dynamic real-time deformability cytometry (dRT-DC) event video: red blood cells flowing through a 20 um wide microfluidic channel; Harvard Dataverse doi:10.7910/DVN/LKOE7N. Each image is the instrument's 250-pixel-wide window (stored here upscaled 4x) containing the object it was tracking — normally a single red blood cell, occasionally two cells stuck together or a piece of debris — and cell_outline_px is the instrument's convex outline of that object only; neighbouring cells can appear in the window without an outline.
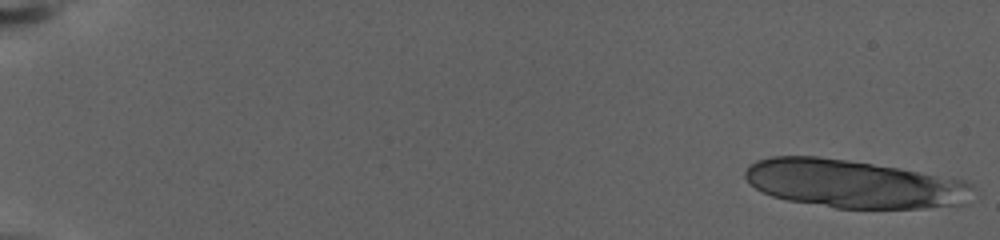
{"species": "human", "species_latin": "Homo sapiens", "temperature_condition": "warm", "stored_images_in_passage": 25, "camera_frame_rate_fps": 3000, "um_per_image_px": 0.085, "donor": {"sex": "female"}, "frame": {"image": 1, "passage_image": 1, "time_ms": 0.0, "image_size_px": [1000, 240], "cell_outline_px": [[972, 188], [964, 204], [928, 208], [836, 208], [788, 200], [772, 196], [756, 188], [744, 176], [744, 172], [756, 160], [772, 156], [816, 156], [848, 160], [900, 168], [964, 180], [972, 184]], "centroid_in_image_um": [72.55, 15.62], "position_along_channel_um": 12.5, "area_um2": 63.41}}